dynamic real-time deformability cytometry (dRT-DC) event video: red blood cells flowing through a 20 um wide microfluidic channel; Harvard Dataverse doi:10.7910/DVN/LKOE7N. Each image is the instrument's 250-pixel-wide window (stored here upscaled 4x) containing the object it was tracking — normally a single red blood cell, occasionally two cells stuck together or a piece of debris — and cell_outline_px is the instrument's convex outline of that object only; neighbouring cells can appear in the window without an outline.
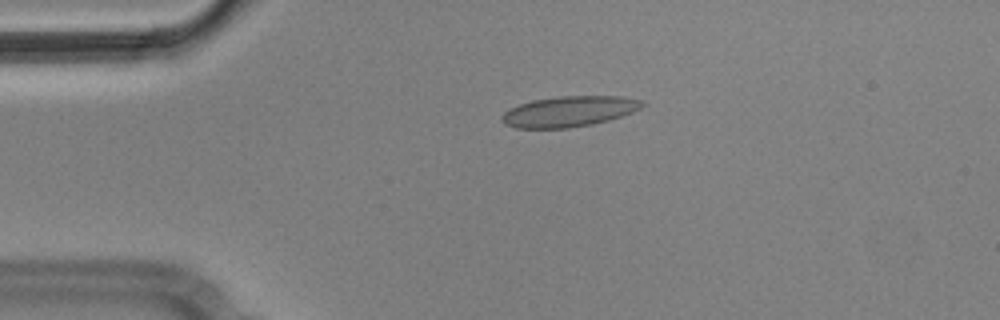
{"species": "Egyptian fruit bat (a non-hibernating species)", "species_latin": "Rousettus aegyptiacus", "temperature_condition": "cold", "stored_images_in_passage": 4, "camera_frame_rate_fps": 3000, "um_per_image_px": 0.085, "animal": {"sex": "male"}, "frame": {"image": 1, "passage_image": 3, "time_ms": 0.667, "image_size_px": [1000, 320], "cell_outline_px": [[644, 104], [640, 108], [632, 112], [608, 120], [592, 124], [568, 128], [516, 128], [504, 124], [500, 120], [500, 116], [508, 108], [532, 100], [560, 96], [620, 96], [640, 100]], "centroid_in_image_um": [48.3, 9.47], "position_along_channel_um": 36.7, "area_um2": 24.97}}